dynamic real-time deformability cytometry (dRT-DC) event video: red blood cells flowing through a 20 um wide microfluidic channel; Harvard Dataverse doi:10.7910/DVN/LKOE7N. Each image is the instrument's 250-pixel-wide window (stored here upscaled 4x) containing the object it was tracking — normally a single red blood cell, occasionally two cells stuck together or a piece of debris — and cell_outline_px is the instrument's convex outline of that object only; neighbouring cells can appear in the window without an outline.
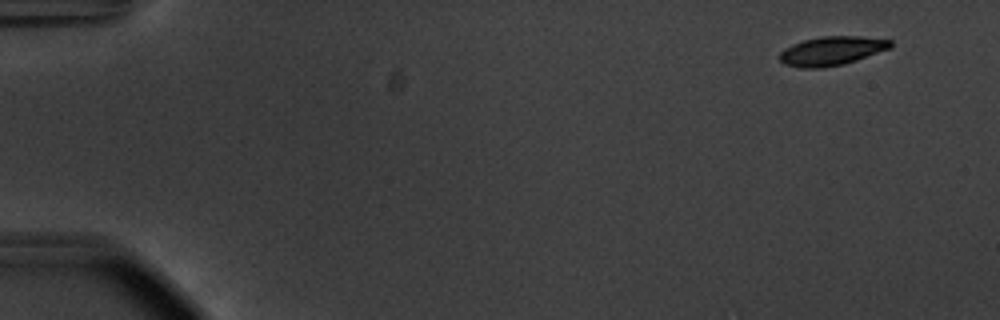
{"species": "common noctule bat (a hibernating species)", "species_latin": "Nyctalus noctula", "temperature_condition": "warm", "stored_images_in_passage": 41, "camera_frame_rate_fps": 3000, "um_per_image_px": 0.085, "animal": {"sex": "male", "body_mass_g": 20.1, "forearm_length_mm": 53.5}, "frame": {"image": 1, "passage_image": 1, "time_ms": 0.0, "image_size_px": [1000, 320], "cell_outline_px": [[892, 48], [844, 64], [820, 68], [800, 68], [784, 64], [780, 60], [780, 52], [784, 48], [792, 44], [804, 40], [820, 36], [860, 36], [892, 40]], "centroid_in_image_um": [70.7, 4.32], "position_along_channel_um": 14.3, "area_um2": 18.79}}
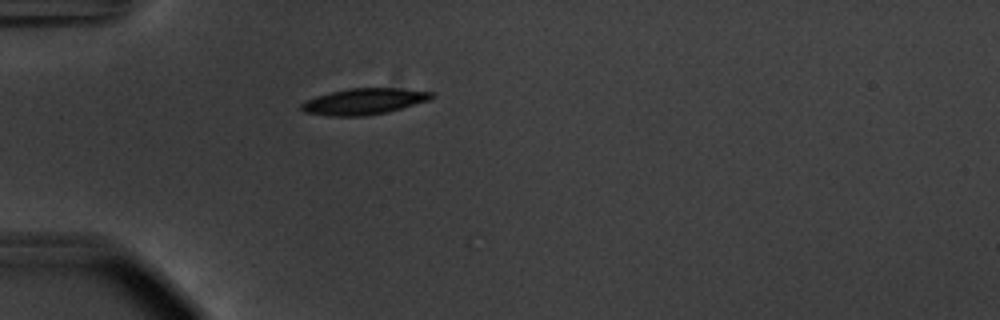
{"frame": {"image": 2, "passage_image": 14, "time_ms": 4.333, "image_size_px": [1000, 320], "cell_outline_px": [[436, 96], [432, 100], [388, 112], [364, 116], [328, 116], [304, 112], [300, 108], [300, 104], [316, 96], [348, 88], [400, 88], [436, 92]], "centroid_in_image_um": [31.02, 8.62], "position_along_channel_um": 54.0, "area_um2": 20.11}}
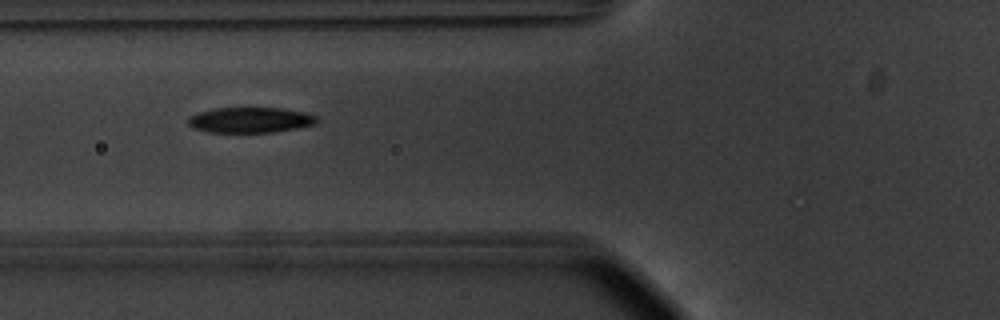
{"frame": {"image": 3, "passage_image": 19, "time_ms": 6.0, "image_size_px": [1000, 320], "cell_outline_px": [[320, 120], [316, 124], [296, 128], [272, 132], [208, 132], [192, 128], [188, 124], [188, 116], [200, 112], [216, 108], [280, 108], [304, 112], [320, 116]], "centroid_in_image_um": [21.3, 10.2], "position_along_channel_um": 104.5, "area_um2": 19.19}, "authors_computed_cell_mechanics": {"area_um2": 19.941, "velocity_mm_per_s": 3.7252, "shape_relaxation_time_tau1_ms": null, "shape_relaxation_time_tau2_ms": 2.5678, "deformation_change_tau1": null, "deformation_change_tau2": 0.0734}}